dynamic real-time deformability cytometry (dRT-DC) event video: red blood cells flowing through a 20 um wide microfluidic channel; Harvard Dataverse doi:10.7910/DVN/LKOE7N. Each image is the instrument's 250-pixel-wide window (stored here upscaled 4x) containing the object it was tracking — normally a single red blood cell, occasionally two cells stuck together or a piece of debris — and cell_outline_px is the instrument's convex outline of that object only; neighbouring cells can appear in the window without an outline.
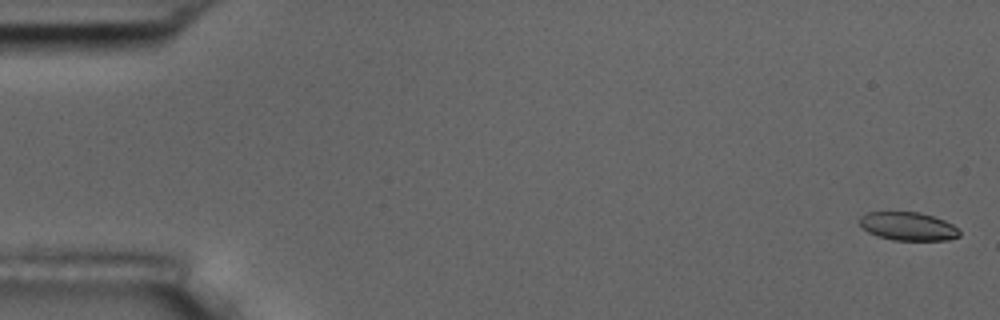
{"species": "common noctule bat (a hibernating species)", "species_latin": "Nyctalus noctula", "temperature_condition": "room temperature", "stored_images_in_passage": 54, "camera_frame_rate_fps": 3000, "um_per_image_px": 0.085, "animal": {"sex": "male", "body_mass_g": 17.5, "forearm_length_mm": 52.3}, "frame": {"image": 1, "passage_image": 1, "time_ms": 0.0, "image_size_px": [1000, 320], "cell_outline_px": [[960, 236], [948, 240], [892, 240], [876, 236], [868, 232], [860, 224], [860, 216], [868, 212], [920, 212], [944, 220], [952, 224], [960, 232]], "centroid_in_image_um": [77.18, 19.24], "position_along_channel_um": 7.8, "area_um2": 16.47}}
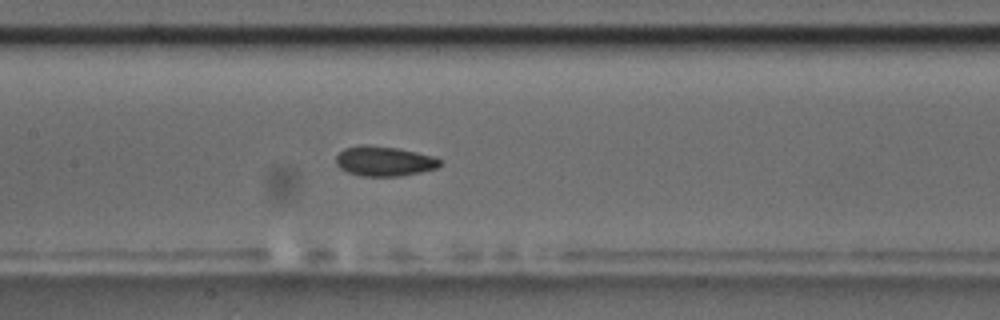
{"frame": {"image": 2, "passage_image": 26, "time_ms": 8.333, "image_size_px": [1000, 320], "cell_outline_px": [[444, 160], [436, 168], [420, 172], [400, 176], [360, 176], [348, 172], [340, 168], [336, 164], [336, 156], [344, 148], [364, 144], [396, 148], [416, 152], [432, 156]], "centroid_in_image_um": [32.64, 13.7], "position_along_channel_um": 174.8, "area_um2": 18.03}}
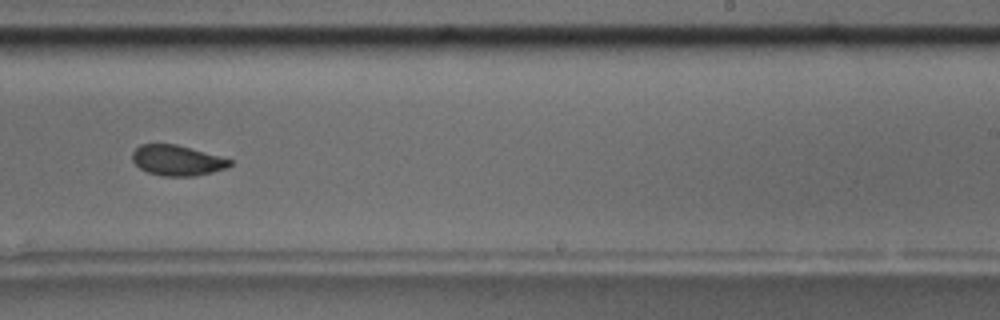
{"frame": {"image": 3, "passage_image": 34, "time_ms": 11.0, "image_size_px": [1000, 320], "cell_outline_px": [[232, 164], [228, 168], [196, 176], [164, 176], [148, 172], [140, 168], [132, 160], [132, 152], [140, 144], [176, 144], [220, 156], [232, 160]], "centroid_in_image_um": [15.07, 13.63], "position_along_channel_um": 273.9, "area_um2": 17.28}, "authors_computed_cell_mechanics": {"area_um2": 17.9758, "velocity_mm_per_s": 3.7412, "shape_relaxation_time_tau1_ms": 3.411, "shape_relaxation_time_tau2_ms": 2.1542, "deformation_change_tau1": 0.1119, "deformation_change_tau2": 0.0726}}